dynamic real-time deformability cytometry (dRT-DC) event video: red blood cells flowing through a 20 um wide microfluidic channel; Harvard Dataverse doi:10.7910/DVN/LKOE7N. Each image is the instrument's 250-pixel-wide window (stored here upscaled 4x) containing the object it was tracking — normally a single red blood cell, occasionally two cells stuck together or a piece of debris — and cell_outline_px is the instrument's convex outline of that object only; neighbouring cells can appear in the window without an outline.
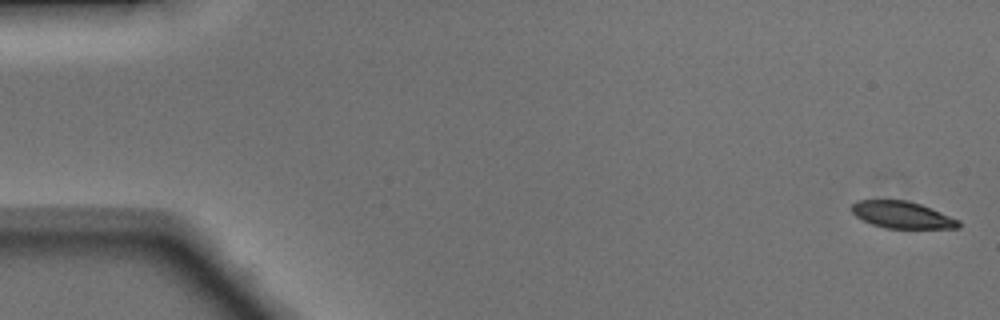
{"species": "Egyptian fruit bat (a non-hibernating species)", "species_latin": "Rousettus aegyptiacus", "temperature_condition": "warm", "stored_images_in_passage": 49, "camera_frame_rate_fps": 3000, "um_per_image_px": 0.085, "animal": {"sex": "male"}, "frame": {"image": 1, "passage_image": 1, "time_ms": 0.0, "image_size_px": [1000, 320], "cell_outline_px": [[960, 228], [884, 228], [872, 224], [856, 216], [852, 212], [852, 204], [856, 200], [908, 200], [920, 204], [960, 220]], "centroid_in_image_um": [76.67, 18.26], "position_along_channel_um": 8.3, "area_um2": 16.65}}
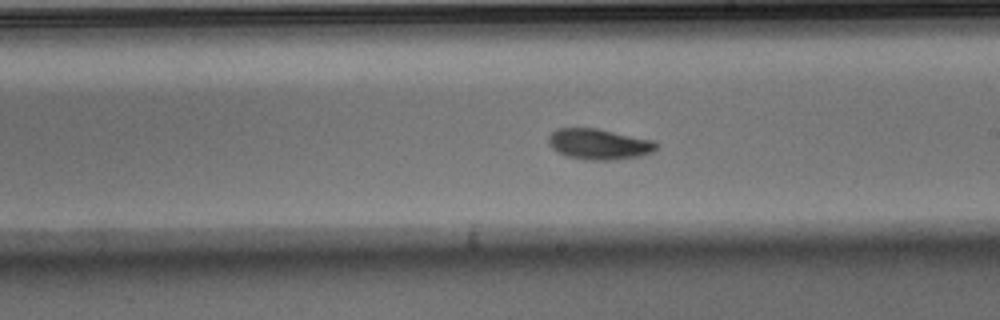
{"frame": {"image": 2, "passage_image": 28, "time_ms": 9.0, "image_size_px": [1000, 320], "cell_outline_px": [[660, 144], [652, 152], [644, 156], [616, 160], [584, 160], [564, 156], [552, 148], [548, 144], [548, 136], [556, 128], [596, 128], [656, 140]], "centroid_in_image_um": [50.94, 12.26], "position_along_channel_um": 238.1, "area_um2": 19.83}}
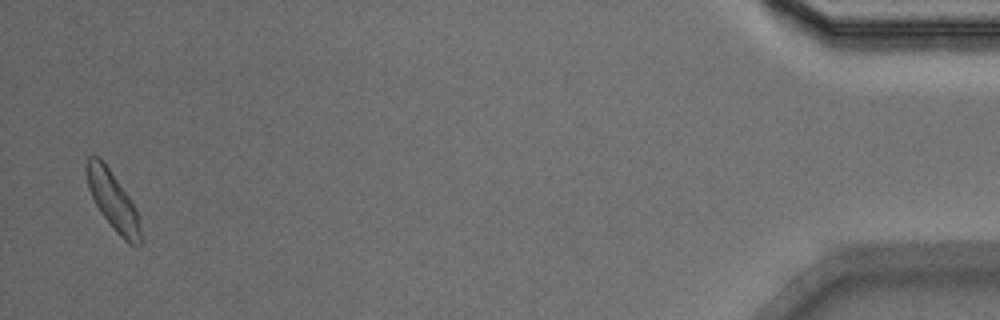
{"frame": {"image": 3, "passage_image": 48, "time_ms": 15.667, "image_size_px": [1000, 320], "cell_outline_px": [[140, 244], [136, 248], [128, 244], [112, 228], [100, 212], [88, 188], [84, 172], [84, 160], [88, 156], [100, 156], [128, 196], [136, 208], [140, 228]], "centroid_in_image_um": [9.55, 17.03], "position_along_channel_um": 425.7, "area_um2": 18.55}, "authors_computed_cell_mechanics": {"area_um2": 18.6694, "velocity_mm_per_s": 4.119, "shape_relaxation_time_tau1_ms": 3.1379, "shape_relaxation_time_tau2_ms": 5.5376, "deformation_change_tau1": 0.1237, "deformation_change_tau2": 0.1202}}